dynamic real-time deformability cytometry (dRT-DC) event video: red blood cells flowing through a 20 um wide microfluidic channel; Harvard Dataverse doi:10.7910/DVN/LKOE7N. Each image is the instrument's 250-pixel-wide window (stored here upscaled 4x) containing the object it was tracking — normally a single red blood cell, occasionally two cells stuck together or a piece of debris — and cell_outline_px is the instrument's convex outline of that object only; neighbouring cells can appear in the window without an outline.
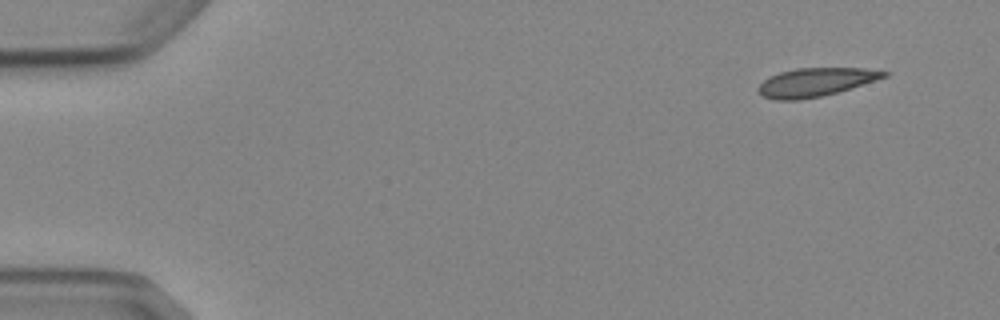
{"species": "Egyptian fruit bat (a non-hibernating species)", "species_latin": "Rousettus aegyptiacus", "temperature_condition": "cold", "stored_images_in_passage": 6, "camera_frame_rate_fps": 3000, "um_per_image_px": 0.085, "animal": {"sex": "female"}, "frame": {"image": 1, "passage_image": 1, "time_ms": 0.0, "image_size_px": [1000, 320], "cell_outline_px": [[888, 76], [876, 80], [836, 92], [820, 96], [800, 100], [776, 100], [764, 96], [756, 88], [768, 76], [780, 72], [796, 68], [864, 68], [888, 72]], "centroid_in_image_um": [69.29, 6.98], "position_along_channel_um": 15.7, "area_um2": 20.63}}
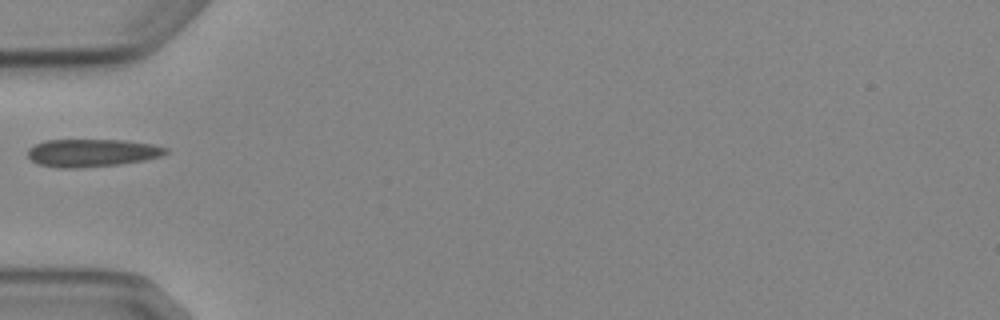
{"frame": {"image": 2, "passage_image": 4, "time_ms": 4.667, "image_size_px": [1000, 320], "cell_outline_px": [[168, 152], [160, 156], [144, 160], [120, 164], [80, 168], [60, 168], [36, 164], [28, 156], [28, 148], [44, 140], [124, 140], [152, 144], [168, 148]], "centroid_in_image_um": [7.8, 12.99], "position_along_channel_um": 77.2, "area_um2": 22.37}}
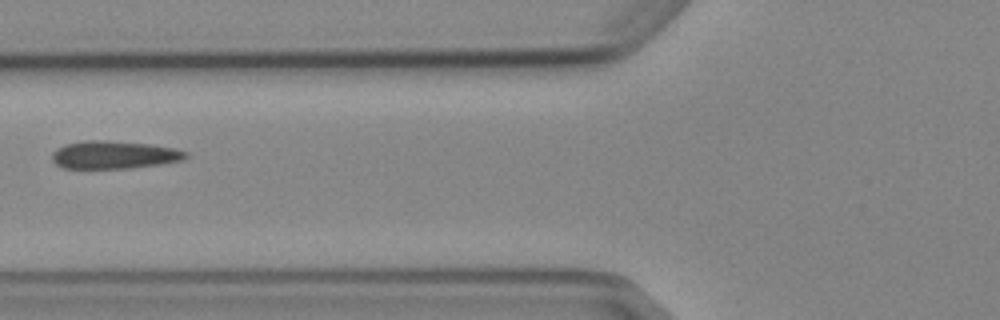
{"frame": {"image": 3, "passage_image": 5, "time_ms": 5.667, "image_size_px": [1000, 320], "cell_outline_px": [[188, 156], [184, 160], [160, 164], [128, 168], [64, 168], [56, 164], [52, 160], [52, 152], [56, 148], [64, 144], [88, 140], [104, 140], [152, 144], [172, 148], [188, 152]], "centroid_in_image_um": [9.69, 13.15], "position_along_channel_um": 116.1, "area_um2": 21.73}}